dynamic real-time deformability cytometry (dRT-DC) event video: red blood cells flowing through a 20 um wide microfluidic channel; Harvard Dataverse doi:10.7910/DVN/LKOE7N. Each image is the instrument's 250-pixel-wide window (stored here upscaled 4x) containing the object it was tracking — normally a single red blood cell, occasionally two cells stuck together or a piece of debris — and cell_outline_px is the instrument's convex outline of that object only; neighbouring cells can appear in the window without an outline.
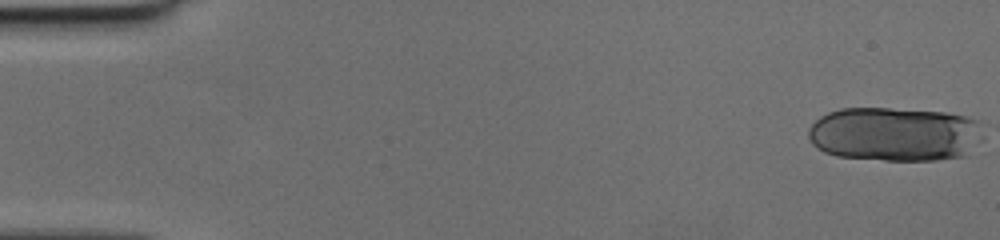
{"species": "human", "species_latin": "Homo sapiens", "temperature_condition": "cold", "stored_images_in_passage": 17, "camera_frame_rate_fps": 3000, "um_per_image_px": 0.085, "donor": {"sex": "female"}, "frame": {"image": 1, "passage_image": 1, "time_ms": 0.0, "image_size_px": [1000, 240], "cell_outline_px": [[980, 124], [960, 156], [932, 160], [884, 160], [836, 156], [824, 152], [812, 144], [808, 136], [808, 128], [820, 116], [828, 112], [840, 108], [888, 108], [944, 112], [964, 116], [980, 120]], "centroid_in_image_um": [75.84, 11.37], "position_along_channel_um": 9.2, "area_um2": 53.93}}